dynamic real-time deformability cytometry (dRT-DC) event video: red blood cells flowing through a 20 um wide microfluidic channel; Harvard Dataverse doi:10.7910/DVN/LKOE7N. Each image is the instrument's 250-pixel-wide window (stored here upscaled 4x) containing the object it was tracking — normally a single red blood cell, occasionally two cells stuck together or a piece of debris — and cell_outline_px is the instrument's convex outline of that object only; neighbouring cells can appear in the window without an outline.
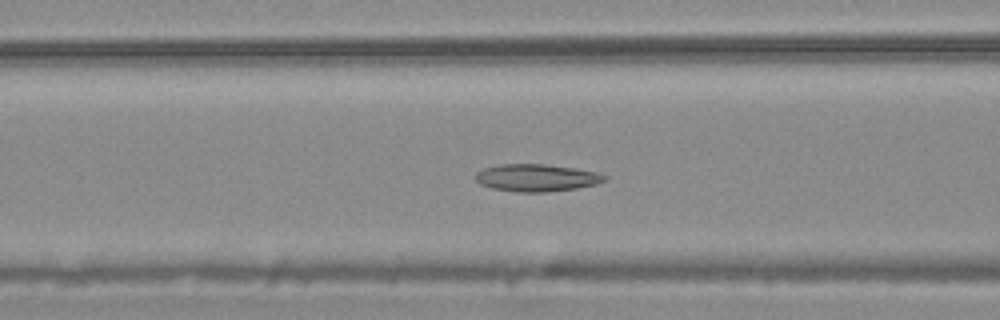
{"species": "common noctule bat (a hibernating species)", "species_latin": "Nyctalus noctula", "temperature_condition": "warm", "stored_images_in_passage": 53, "camera_frame_rate_fps": 3000, "um_per_image_px": 0.085, "animal": {"sex": "male", "body_mass_g": 20.4}, "frame": {"image": 1, "passage_image": 20, "time_ms": 6.333, "image_size_px": [1000, 320], "cell_outline_px": [[608, 180], [596, 184], [576, 188], [544, 192], [516, 192], [492, 188], [480, 184], [476, 180], [476, 172], [484, 168], [500, 164], [544, 164], [572, 168], [596, 172], [608, 176]], "centroid_in_image_um": [45.61, 15.11], "position_along_channel_um": 121.0, "area_um2": 20.46}}
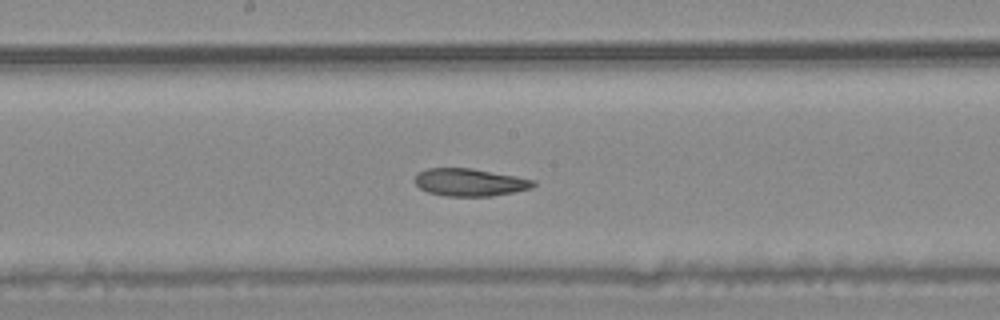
{"frame": {"image": 2, "passage_image": 27, "time_ms": 8.667, "image_size_px": [1000, 320], "cell_outline_px": [[536, 184], [532, 188], [516, 192], [492, 196], [444, 196], [428, 192], [420, 188], [412, 180], [416, 172], [428, 168], [472, 168], [516, 176], [536, 180]], "centroid_in_image_um": [39.92, 15.49], "position_along_channel_um": 208.3, "area_um2": 19.36}}
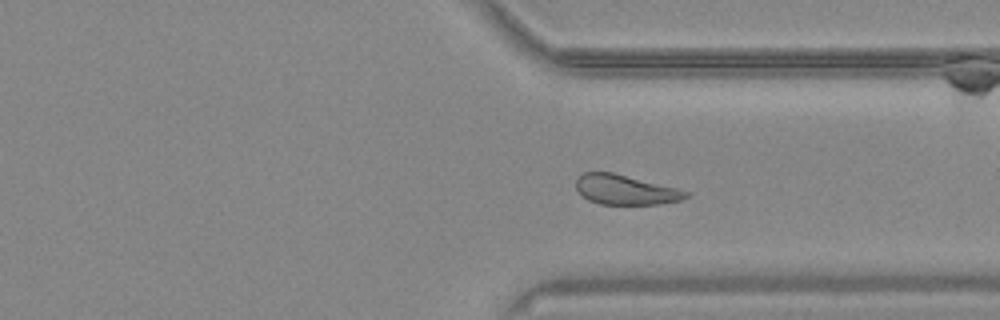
{"frame": {"image": 3, "passage_image": 39, "time_ms": 12.667, "image_size_px": [1000, 320], "cell_outline_px": [[688, 196], [680, 200], [656, 204], [600, 204], [588, 200], [576, 188], [576, 180], [584, 172], [612, 172], [676, 188], [688, 192]], "centroid_in_image_um": [53.13, 16.13], "position_along_channel_um": 358.3, "area_um2": 18.67}}